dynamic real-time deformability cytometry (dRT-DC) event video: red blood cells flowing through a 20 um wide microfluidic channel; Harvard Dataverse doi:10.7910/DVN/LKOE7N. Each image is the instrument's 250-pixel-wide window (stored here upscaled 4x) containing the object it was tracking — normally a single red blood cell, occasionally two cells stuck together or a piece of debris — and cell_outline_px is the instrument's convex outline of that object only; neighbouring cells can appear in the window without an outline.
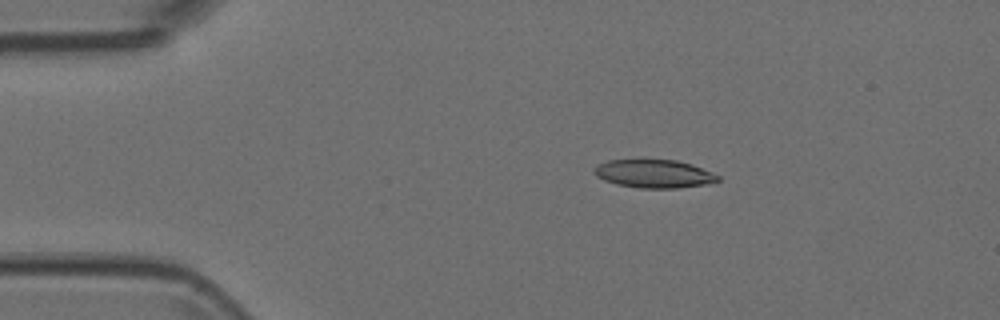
{"species": "Egyptian fruit bat (a non-hibernating species)", "species_latin": "Rousettus aegyptiacus", "temperature_condition": "room temperature", "stored_images_in_passage": 8, "camera_frame_rate_fps": 3000, "um_per_image_px": 0.085, "animal": {"sex": "female"}, "frame": {"image": 1, "passage_image": 2, "time_ms": 0.333, "image_size_px": [1000, 320], "cell_outline_px": [[720, 180], [704, 184], [680, 188], [640, 188], [616, 184], [604, 180], [596, 176], [592, 172], [592, 168], [596, 164], [608, 160], [640, 156], [676, 160], [692, 164], [712, 172], [720, 176]], "centroid_in_image_um": [55.5, 14.71], "position_along_channel_um": 29.5, "area_um2": 21.44}}
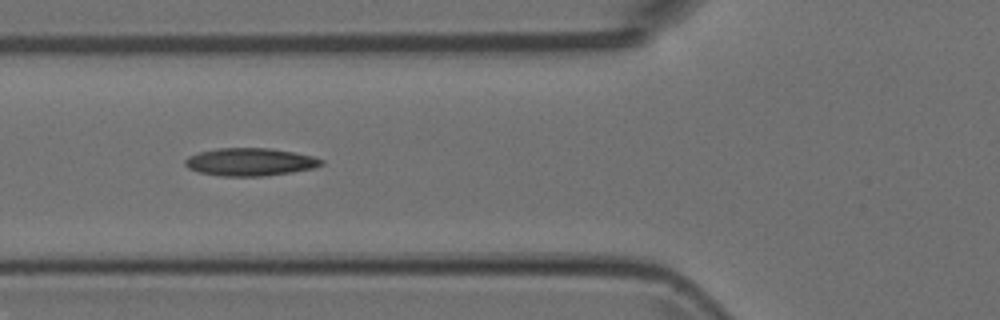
{"frame": {"image": 2, "passage_image": 5, "time_ms": 1.333, "image_size_px": [1000, 320], "cell_outline_px": [[324, 164], [312, 168], [292, 172], [260, 176], [220, 176], [200, 172], [188, 168], [184, 164], [184, 160], [188, 156], [200, 152], [216, 148], [268, 148], [292, 152], [312, 156], [324, 160]], "centroid_in_image_um": [21.23, 13.76], "position_along_channel_um": 104.6, "area_um2": 21.91}}
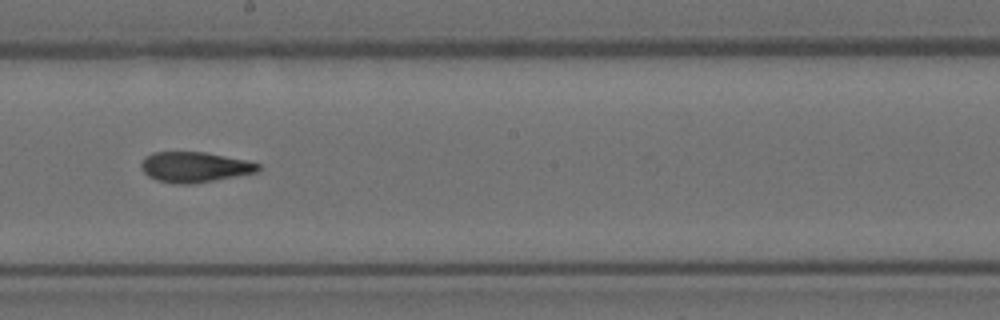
{"frame": {"image": 3, "passage_image": 8, "time_ms": 2.333, "image_size_px": [1000, 320], "cell_outline_px": [[260, 168], [256, 172], [236, 176], [192, 184], [172, 184], [156, 180], [148, 176], [140, 168], [140, 164], [152, 152], [204, 152], [248, 160], [260, 164]], "centroid_in_image_um": [16.53, 14.2], "position_along_channel_um": 231.7, "area_um2": 20.69}}